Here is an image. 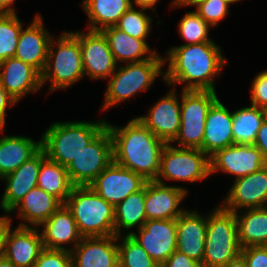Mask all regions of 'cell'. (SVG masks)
<instances>
[{
  "mask_svg": "<svg viewBox=\"0 0 267 267\" xmlns=\"http://www.w3.org/2000/svg\"><path fill=\"white\" fill-rule=\"evenodd\" d=\"M213 42L172 47L165 54L169 62L164 81L173 88L185 83L182 90L215 91V78L222 72L226 59Z\"/></svg>",
  "mask_w": 267,
  "mask_h": 267,
  "instance_id": "cell-1",
  "label": "cell"
},
{
  "mask_svg": "<svg viewBox=\"0 0 267 267\" xmlns=\"http://www.w3.org/2000/svg\"><path fill=\"white\" fill-rule=\"evenodd\" d=\"M113 143V162L132 170L146 181H156L165 143L156 137L137 117L116 127L107 122Z\"/></svg>",
  "mask_w": 267,
  "mask_h": 267,
  "instance_id": "cell-2",
  "label": "cell"
},
{
  "mask_svg": "<svg viewBox=\"0 0 267 267\" xmlns=\"http://www.w3.org/2000/svg\"><path fill=\"white\" fill-rule=\"evenodd\" d=\"M106 126L104 120L54 122L43 133L41 148L49 159L67 167Z\"/></svg>",
  "mask_w": 267,
  "mask_h": 267,
  "instance_id": "cell-3",
  "label": "cell"
},
{
  "mask_svg": "<svg viewBox=\"0 0 267 267\" xmlns=\"http://www.w3.org/2000/svg\"><path fill=\"white\" fill-rule=\"evenodd\" d=\"M64 205L83 237L114 235V206L89 186H74Z\"/></svg>",
  "mask_w": 267,
  "mask_h": 267,
  "instance_id": "cell-4",
  "label": "cell"
},
{
  "mask_svg": "<svg viewBox=\"0 0 267 267\" xmlns=\"http://www.w3.org/2000/svg\"><path fill=\"white\" fill-rule=\"evenodd\" d=\"M84 75L79 39L72 32H62L57 42L52 37L41 73L42 86L49 81V92L68 88Z\"/></svg>",
  "mask_w": 267,
  "mask_h": 267,
  "instance_id": "cell-5",
  "label": "cell"
},
{
  "mask_svg": "<svg viewBox=\"0 0 267 267\" xmlns=\"http://www.w3.org/2000/svg\"><path fill=\"white\" fill-rule=\"evenodd\" d=\"M164 63V57L156 52L148 60L117 67L109 78L102 110H107L138 92L149 90L155 78L161 77L159 75L164 80L165 72H161Z\"/></svg>",
  "mask_w": 267,
  "mask_h": 267,
  "instance_id": "cell-6",
  "label": "cell"
},
{
  "mask_svg": "<svg viewBox=\"0 0 267 267\" xmlns=\"http://www.w3.org/2000/svg\"><path fill=\"white\" fill-rule=\"evenodd\" d=\"M215 208L207 216L202 263L207 267L224 266L241 254L235 213L221 205Z\"/></svg>",
  "mask_w": 267,
  "mask_h": 267,
  "instance_id": "cell-7",
  "label": "cell"
},
{
  "mask_svg": "<svg viewBox=\"0 0 267 267\" xmlns=\"http://www.w3.org/2000/svg\"><path fill=\"white\" fill-rule=\"evenodd\" d=\"M210 175V157L201 149L164 145L156 182L165 184L164 178L191 183L204 180Z\"/></svg>",
  "mask_w": 267,
  "mask_h": 267,
  "instance_id": "cell-8",
  "label": "cell"
},
{
  "mask_svg": "<svg viewBox=\"0 0 267 267\" xmlns=\"http://www.w3.org/2000/svg\"><path fill=\"white\" fill-rule=\"evenodd\" d=\"M180 132L174 142L181 148L202 150L207 113L218 99L216 91L182 90Z\"/></svg>",
  "mask_w": 267,
  "mask_h": 267,
  "instance_id": "cell-9",
  "label": "cell"
},
{
  "mask_svg": "<svg viewBox=\"0 0 267 267\" xmlns=\"http://www.w3.org/2000/svg\"><path fill=\"white\" fill-rule=\"evenodd\" d=\"M113 162V143L106 126L66 167L74 186H89Z\"/></svg>",
  "mask_w": 267,
  "mask_h": 267,
  "instance_id": "cell-10",
  "label": "cell"
},
{
  "mask_svg": "<svg viewBox=\"0 0 267 267\" xmlns=\"http://www.w3.org/2000/svg\"><path fill=\"white\" fill-rule=\"evenodd\" d=\"M138 233L127 231L148 255L161 267L176 251V219L147 220Z\"/></svg>",
  "mask_w": 267,
  "mask_h": 267,
  "instance_id": "cell-11",
  "label": "cell"
},
{
  "mask_svg": "<svg viewBox=\"0 0 267 267\" xmlns=\"http://www.w3.org/2000/svg\"><path fill=\"white\" fill-rule=\"evenodd\" d=\"M267 165L262 152L255 145L232 144L210 156V174L222 171L235 179L255 173Z\"/></svg>",
  "mask_w": 267,
  "mask_h": 267,
  "instance_id": "cell-12",
  "label": "cell"
},
{
  "mask_svg": "<svg viewBox=\"0 0 267 267\" xmlns=\"http://www.w3.org/2000/svg\"><path fill=\"white\" fill-rule=\"evenodd\" d=\"M146 183L142 176L112 162L89 187L115 207L130 194L142 190Z\"/></svg>",
  "mask_w": 267,
  "mask_h": 267,
  "instance_id": "cell-13",
  "label": "cell"
},
{
  "mask_svg": "<svg viewBox=\"0 0 267 267\" xmlns=\"http://www.w3.org/2000/svg\"><path fill=\"white\" fill-rule=\"evenodd\" d=\"M72 33L79 39L84 74L91 79H109L118 66L104 35L90 30Z\"/></svg>",
  "mask_w": 267,
  "mask_h": 267,
  "instance_id": "cell-14",
  "label": "cell"
},
{
  "mask_svg": "<svg viewBox=\"0 0 267 267\" xmlns=\"http://www.w3.org/2000/svg\"><path fill=\"white\" fill-rule=\"evenodd\" d=\"M175 89L170 90L153 105L147 115L137 118L165 144L174 143L180 132L181 100L177 98Z\"/></svg>",
  "mask_w": 267,
  "mask_h": 267,
  "instance_id": "cell-15",
  "label": "cell"
},
{
  "mask_svg": "<svg viewBox=\"0 0 267 267\" xmlns=\"http://www.w3.org/2000/svg\"><path fill=\"white\" fill-rule=\"evenodd\" d=\"M233 182L222 202L224 209L241 213L239 209L267 207V165Z\"/></svg>",
  "mask_w": 267,
  "mask_h": 267,
  "instance_id": "cell-16",
  "label": "cell"
},
{
  "mask_svg": "<svg viewBox=\"0 0 267 267\" xmlns=\"http://www.w3.org/2000/svg\"><path fill=\"white\" fill-rule=\"evenodd\" d=\"M46 157L45 151L41 148L15 171L0 179L6 183L0 202V208L4 213H10L31 189L37 187L40 165Z\"/></svg>",
  "mask_w": 267,
  "mask_h": 267,
  "instance_id": "cell-17",
  "label": "cell"
},
{
  "mask_svg": "<svg viewBox=\"0 0 267 267\" xmlns=\"http://www.w3.org/2000/svg\"><path fill=\"white\" fill-rule=\"evenodd\" d=\"M186 188L168 186L156 181L145 184V210L147 220L177 219L185 210L179 205L187 196Z\"/></svg>",
  "mask_w": 267,
  "mask_h": 267,
  "instance_id": "cell-18",
  "label": "cell"
},
{
  "mask_svg": "<svg viewBox=\"0 0 267 267\" xmlns=\"http://www.w3.org/2000/svg\"><path fill=\"white\" fill-rule=\"evenodd\" d=\"M117 236L83 237L71 247L73 267H119Z\"/></svg>",
  "mask_w": 267,
  "mask_h": 267,
  "instance_id": "cell-19",
  "label": "cell"
},
{
  "mask_svg": "<svg viewBox=\"0 0 267 267\" xmlns=\"http://www.w3.org/2000/svg\"><path fill=\"white\" fill-rule=\"evenodd\" d=\"M0 83L18 102L26 94L35 93L41 89V73L22 60L11 57L0 62Z\"/></svg>",
  "mask_w": 267,
  "mask_h": 267,
  "instance_id": "cell-20",
  "label": "cell"
},
{
  "mask_svg": "<svg viewBox=\"0 0 267 267\" xmlns=\"http://www.w3.org/2000/svg\"><path fill=\"white\" fill-rule=\"evenodd\" d=\"M43 22L41 15L37 14L27 28H22L14 55L40 73L45 68L49 43L53 37L44 28Z\"/></svg>",
  "mask_w": 267,
  "mask_h": 267,
  "instance_id": "cell-21",
  "label": "cell"
},
{
  "mask_svg": "<svg viewBox=\"0 0 267 267\" xmlns=\"http://www.w3.org/2000/svg\"><path fill=\"white\" fill-rule=\"evenodd\" d=\"M177 248L176 250L203 263L207 216L196 210H185L177 219Z\"/></svg>",
  "mask_w": 267,
  "mask_h": 267,
  "instance_id": "cell-22",
  "label": "cell"
},
{
  "mask_svg": "<svg viewBox=\"0 0 267 267\" xmlns=\"http://www.w3.org/2000/svg\"><path fill=\"white\" fill-rule=\"evenodd\" d=\"M43 249L42 236L37 227L17 226L8 231L4 256L16 267H34Z\"/></svg>",
  "mask_w": 267,
  "mask_h": 267,
  "instance_id": "cell-23",
  "label": "cell"
},
{
  "mask_svg": "<svg viewBox=\"0 0 267 267\" xmlns=\"http://www.w3.org/2000/svg\"><path fill=\"white\" fill-rule=\"evenodd\" d=\"M232 144V112L217 99L207 113L202 151L210 157L216 151Z\"/></svg>",
  "mask_w": 267,
  "mask_h": 267,
  "instance_id": "cell-24",
  "label": "cell"
},
{
  "mask_svg": "<svg viewBox=\"0 0 267 267\" xmlns=\"http://www.w3.org/2000/svg\"><path fill=\"white\" fill-rule=\"evenodd\" d=\"M40 226H43L40 233L44 248L47 249L71 251V248L62 244L72 242L75 248L83 238L76 221L65 205H62Z\"/></svg>",
  "mask_w": 267,
  "mask_h": 267,
  "instance_id": "cell-25",
  "label": "cell"
},
{
  "mask_svg": "<svg viewBox=\"0 0 267 267\" xmlns=\"http://www.w3.org/2000/svg\"><path fill=\"white\" fill-rule=\"evenodd\" d=\"M62 205L64 204L58 198L46 193L39 187H35L26 194L10 213L17 209L18 217L24 220L18 226L33 227L34 225V227L39 228Z\"/></svg>",
  "mask_w": 267,
  "mask_h": 267,
  "instance_id": "cell-26",
  "label": "cell"
},
{
  "mask_svg": "<svg viewBox=\"0 0 267 267\" xmlns=\"http://www.w3.org/2000/svg\"><path fill=\"white\" fill-rule=\"evenodd\" d=\"M100 32L106 38L117 63L148 60L157 52L150 49L144 40L134 38L115 26L107 27Z\"/></svg>",
  "mask_w": 267,
  "mask_h": 267,
  "instance_id": "cell-27",
  "label": "cell"
},
{
  "mask_svg": "<svg viewBox=\"0 0 267 267\" xmlns=\"http://www.w3.org/2000/svg\"><path fill=\"white\" fill-rule=\"evenodd\" d=\"M41 149V139L10 135L0 137V179L15 171Z\"/></svg>",
  "mask_w": 267,
  "mask_h": 267,
  "instance_id": "cell-28",
  "label": "cell"
},
{
  "mask_svg": "<svg viewBox=\"0 0 267 267\" xmlns=\"http://www.w3.org/2000/svg\"><path fill=\"white\" fill-rule=\"evenodd\" d=\"M235 216L241 249L267 245V207L245 209Z\"/></svg>",
  "mask_w": 267,
  "mask_h": 267,
  "instance_id": "cell-29",
  "label": "cell"
},
{
  "mask_svg": "<svg viewBox=\"0 0 267 267\" xmlns=\"http://www.w3.org/2000/svg\"><path fill=\"white\" fill-rule=\"evenodd\" d=\"M132 6L131 0H83L90 31H101L115 26L119 18Z\"/></svg>",
  "mask_w": 267,
  "mask_h": 267,
  "instance_id": "cell-30",
  "label": "cell"
},
{
  "mask_svg": "<svg viewBox=\"0 0 267 267\" xmlns=\"http://www.w3.org/2000/svg\"><path fill=\"white\" fill-rule=\"evenodd\" d=\"M114 212V235L122 236L125 229L131 230L135 226L140 229L147 221L145 210V186L142 190L130 194L117 204Z\"/></svg>",
  "mask_w": 267,
  "mask_h": 267,
  "instance_id": "cell-31",
  "label": "cell"
},
{
  "mask_svg": "<svg viewBox=\"0 0 267 267\" xmlns=\"http://www.w3.org/2000/svg\"><path fill=\"white\" fill-rule=\"evenodd\" d=\"M37 187L64 204L74 185L69 179L66 167L46 157L40 165Z\"/></svg>",
  "mask_w": 267,
  "mask_h": 267,
  "instance_id": "cell-32",
  "label": "cell"
},
{
  "mask_svg": "<svg viewBox=\"0 0 267 267\" xmlns=\"http://www.w3.org/2000/svg\"><path fill=\"white\" fill-rule=\"evenodd\" d=\"M266 117V110L253 105L232 112L234 144L253 145Z\"/></svg>",
  "mask_w": 267,
  "mask_h": 267,
  "instance_id": "cell-33",
  "label": "cell"
},
{
  "mask_svg": "<svg viewBox=\"0 0 267 267\" xmlns=\"http://www.w3.org/2000/svg\"><path fill=\"white\" fill-rule=\"evenodd\" d=\"M117 241L119 267H160L131 235L125 233Z\"/></svg>",
  "mask_w": 267,
  "mask_h": 267,
  "instance_id": "cell-34",
  "label": "cell"
},
{
  "mask_svg": "<svg viewBox=\"0 0 267 267\" xmlns=\"http://www.w3.org/2000/svg\"><path fill=\"white\" fill-rule=\"evenodd\" d=\"M22 28L17 12L0 13V62L14 57Z\"/></svg>",
  "mask_w": 267,
  "mask_h": 267,
  "instance_id": "cell-35",
  "label": "cell"
},
{
  "mask_svg": "<svg viewBox=\"0 0 267 267\" xmlns=\"http://www.w3.org/2000/svg\"><path fill=\"white\" fill-rule=\"evenodd\" d=\"M146 8L135 9L134 6H131L120 18L116 28L127 33L128 35L142 39L146 43V38L150 33L152 17L146 14Z\"/></svg>",
  "mask_w": 267,
  "mask_h": 267,
  "instance_id": "cell-36",
  "label": "cell"
},
{
  "mask_svg": "<svg viewBox=\"0 0 267 267\" xmlns=\"http://www.w3.org/2000/svg\"><path fill=\"white\" fill-rule=\"evenodd\" d=\"M172 7L178 6H196L195 12L211 27H216L220 20L224 19L229 12V4L223 0L206 1H182L173 0Z\"/></svg>",
  "mask_w": 267,
  "mask_h": 267,
  "instance_id": "cell-37",
  "label": "cell"
},
{
  "mask_svg": "<svg viewBox=\"0 0 267 267\" xmlns=\"http://www.w3.org/2000/svg\"><path fill=\"white\" fill-rule=\"evenodd\" d=\"M209 28H212L205 22L195 11L186 12L182 20L178 24V32L180 36L188 41L184 45H192L196 43L211 42L209 38Z\"/></svg>",
  "mask_w": 267,
  "mask_h": 267,
  "instance_id": "cell-38",
  "label": "cell"
},
{
  "mask_svg": "<svg viewBox=\"0 0 267 267\" xmlns=\"http://www.w3.org/2000/svg\"><path fill=\"white\" fill-rule=\"evenodd\" d=\"M34 267H73L71 252L44 248Z\"/></svg>",
  "mask_w": 267,
  "mask_h": 267,
  "instance_id": "cell-39",
  "label": "cell"
},
{
  "mask_svg": "<svg viewBox=\"0 0 267 267\" xmlns=\"http://www.w3.org/2000/svg\"><path fill=\"white\" fill-rule=\"evenodd\" d=\"M251 86V105L267 111V70L258 73Z\"/></svg>",
  "mask_w": 267,
  "mask_h": 267,
  "instance_id": "cell-40",
  "label": "cell"
},
{
  "mask_svg": "<svg viewBox=\"0 0 267 267\" xmlns=\"http://www.w3.org/2000/svg\"><path fill=\"white\" fill-rule=\"evenodd\" d=\"M247 267H267V245L248 246L241 249Z\"/></svg>",
  "mask_w": 267,
  "mask_h": 267,
  "instance_id": "cell-41",
  "label": "cell"
},
{
  "mask_svg": "<svg viewBox=\"0 0 267 267\" xmlns=\"http://www.w3.org/2000/svg\"><path fill=\"white\" fill-rule=\"evenodd\" d=\"M200 263L196 260L189 258L187 255L175 251L161 267H197Z\"/></svg>",
  "mask_w": 267,
  "mask_h": 267,
  "instance_id": "cell-42",
  "label": "cell"
},
{
  "mask_svg": "<svg viewBox=\"0 0 267 267\" xmlns=\"http://www.w3.org/2000/svg\"><path fill=\"white\" fill-rule=\"evenodd\" d=\"M17 102L7 93L6 89L0 83V132L4 130L6 109L13 106Z\"/></svg>",
  "mask_w": 267,
  "mask_h": 267,
  "instance_id": "cell-43",
  "label": "cell"
},
{
  "mask_svg": "<svg viewBox=\"0 0 267 267\" xmlns=\"http://www.w3.org/2000/svg\"><path fill=\"white\" fill-rule=\"evenodd\" d=\"M253 145L262 152L265 160L267 161V117L262 122Z\"/></svg>",
  "mask_w": 267,
  "mask_h": 267,
  "instance_id": "cell-44",
  "label": "cell"
},
{
  "mask_svg": "<svg viewBox=\"0 0 267 267\" xmlns=\"http://www.w3.org/2000/svg\"><path fill=\"white\" fill-rule=\"evenodd\" d=\"M8 214L10 213H7L6 216H0V257L5 255L6 237L9 229L13 225L11 224L12 219H10Z\"/></svg>",
  "mask_w": 267,
  "mask_h": 267,
  "instance_id": "cell-45",
  "label": "cell"
},
{
  "mask_svg": "<svg viewBox=\"0 0 267 267\" xmlns=\"http://www.w3.org/2000/svg\"><path fill=\"white\" fill-rule=\"evenodd\" d=\"M159 0H134V3H132V6L133 4H135L136 6H139L140 8H146L149 10H152L154 8V6H156L157 2Z\"/></svg>",
  "mask_w": 267,
  "mask_h": 267,
  "instance_id": "cell-46",
  "label": "cell"
},
{
  "mask_svg": "<svg viewBox=\"0 0 267 267\" xmlns=\"http://www.w3.org/2000/svg\"><path fill=\"white\" fill-rule=\"evenodd\" d=\"M13 2H15V0H0V13H15V8L10 7Z\"/></svg>",
  "mask_w": 267,
  "mask_h": 267,
  "instance_id": "cell-47",
  "label": "cell"
},
{
  "mask_svg": "<svg viewBox=\"0 0 267 267\" xmlns=\"http://www.w3.org/2000/svg\"><path fill=\"white\" fill-rule=\"evenodd\" d=\"M221 267H247L245 259L240 254L236 259L229 261L226 265Z\"/></svg>",
  "mask_w": 267,
  "mask_h": 267,
  "instance_id": "cell-48",
  "label": "cell"
},
{
  "mask_svg": "<svg viewBox=\"0 0 267 267\" xmlns=\"http://www.w3.org/2000/svg\"><path fill=\"white\" fill-rule=\"evenodd\" d=\"M0 267H16V266L5 256H3L0 257Z\"/></svg>",
  "mask_w": 267,
  "mask_h": 267,
  "instance_id": "cell-49",
  "label": "cell"
},
{
  "mask_svg": "<svg viewBox=\"0 0 267 267\" xmlns=\"http://www.w3.org/2000/svg\"><path fill=\"white\" fill-rule=\"evenodd\" d=\"M182 1H206V0H182ZM225 2H227L229 5L233 4L234 2H239L241 0H223Z\"/></svg>",
  "mask_w": 267,
  "mask_h": 267,
  "instance_id": "cell-50",
  "label": "cell"
},
{
  "mask_svg": "<svg viewBox=\"0 0 267 267\" xmlns=\"http://www.w3.org/2000/svg\"><path fill=\"white\" fill-rule=\"evenodd\" d=\"M197 267H207V266H205V265H203V264H200V265L197 266Z\"/></svg>",
  "mask_w": 267,
  "mask_h": 267,
  "instance_id": "cell-51",
  "label": "cell"
}]
</instances>
